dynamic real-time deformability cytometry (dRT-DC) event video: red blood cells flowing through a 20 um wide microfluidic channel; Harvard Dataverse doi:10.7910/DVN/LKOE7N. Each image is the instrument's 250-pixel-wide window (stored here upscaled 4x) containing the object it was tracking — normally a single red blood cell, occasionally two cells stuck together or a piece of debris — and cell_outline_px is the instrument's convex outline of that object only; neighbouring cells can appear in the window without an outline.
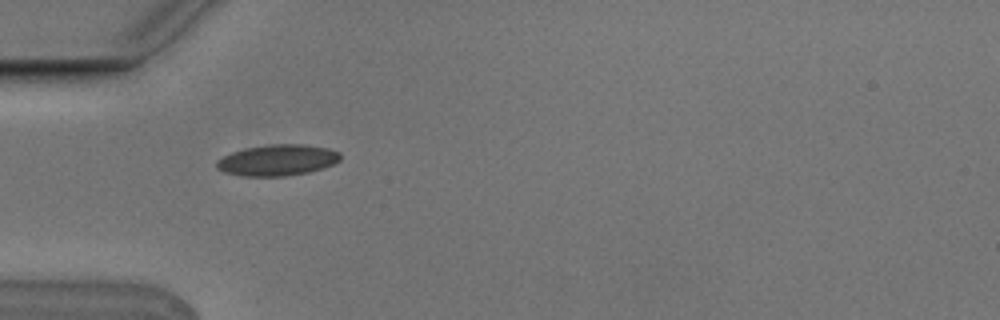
{"species": "Egyptian fruit bat (a non-hibernating species)", "species_latin": "Rousettus aegyptiacus", "temperature_condition": "cold", "stored_images_in_passage": 2, "camera_frame_rate_fps": 3000, "um_per_image_px": 0.085, "animal": {"sex": "male"}, "frame": {"image": 1, "passage_image": 1, "time_ms": 0.0, "image_size_px": [1000, 320], "cell_outline_px": [[340, 160], [332, 164], [308, 172], [284, 176], [244, 176], [224, 172], [216, 168], [216, 160], [232, 152], [244, 148], [268, 144], [304, 144], [328, 148], [340, 152]], "centroid_in_image_um": [23.56, 13.6], "position_along_channel_um": 61.4, "area_um2": 22.37}}